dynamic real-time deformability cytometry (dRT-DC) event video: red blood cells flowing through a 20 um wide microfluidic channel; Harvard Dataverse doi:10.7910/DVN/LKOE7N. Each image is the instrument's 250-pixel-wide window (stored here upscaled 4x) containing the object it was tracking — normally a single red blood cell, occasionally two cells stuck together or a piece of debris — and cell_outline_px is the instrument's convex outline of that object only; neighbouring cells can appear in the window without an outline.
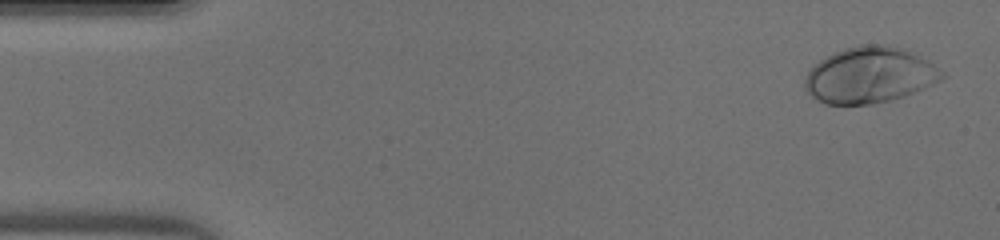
{"species": "human", "species_latin": "Homo sapiens", "temperature_condition": "warm", "stored_images_in_passage": 46, "camera_frame_rate_fps": 3000, "um_per_image_px": 0.085, "donor": {"sex": "male"}, "frame": {"image": 1, "passage_image": 2, "time_ms": 0.333, "image_size_px": [1000, 240], "cell_outline_px": [[948, 76], [932, 84], [904, 96], [872, 104], [824, 104], [816, 100], [804, 88], [804, 76], [820, 60], [832, 52], [844, 48], [860, 44], [888, 44], [904, 48], [928, 60], [944, 72]], "centroid_in_image_um": [73.91, 6.37], "position_along_channel_um": 11.1, "area_um2": 44.97}}
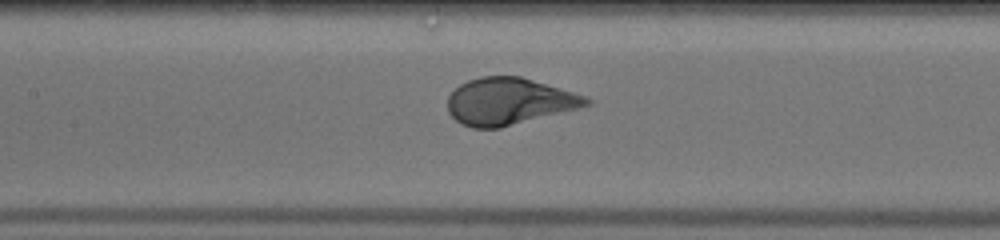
{"frame": {"image": 2, "passage_image": 21, "time_ms": 6.667, "image_size_px": [1000, 240], "cell_outline_px": [[592, 104], [500, 128], [472, 128], [460, 124], [448, 112], [448, 96], [460, 84], [468, 80], [480, 76], [520, 76], [588, 96], [592, 100]], "centroid_in_image_um": [43.26, 8.61], "position_along_channel_um": 164.1, "area_um2": 37.8}}
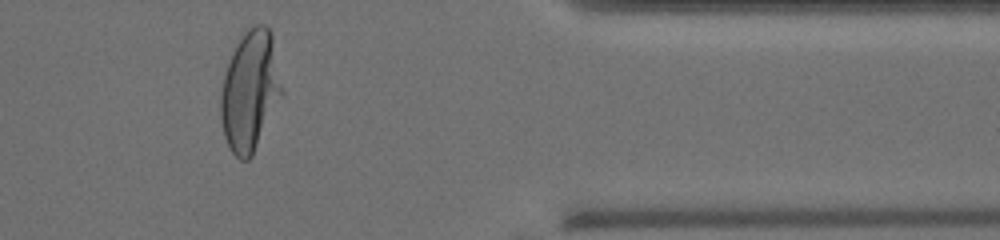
{"frame": {"image": 3, "passage_image": 38, "time_ms": 12.333, "image_size_px": [1000, 240], "cell_outline_px": [[284, 92], [252, 156], [248, 160], [240, 160], [232, 152], [224, 136], [220, 116], [220, 92], [224, 72], [236, 44], [244, 32], [248, 28], [256, 24], [264, 24], [272, 32], [284, 88]], "centroid_in_image_um": [21.27, 7.7], "position_along_channel_um": 390.1, "area_um2": 43.29}}